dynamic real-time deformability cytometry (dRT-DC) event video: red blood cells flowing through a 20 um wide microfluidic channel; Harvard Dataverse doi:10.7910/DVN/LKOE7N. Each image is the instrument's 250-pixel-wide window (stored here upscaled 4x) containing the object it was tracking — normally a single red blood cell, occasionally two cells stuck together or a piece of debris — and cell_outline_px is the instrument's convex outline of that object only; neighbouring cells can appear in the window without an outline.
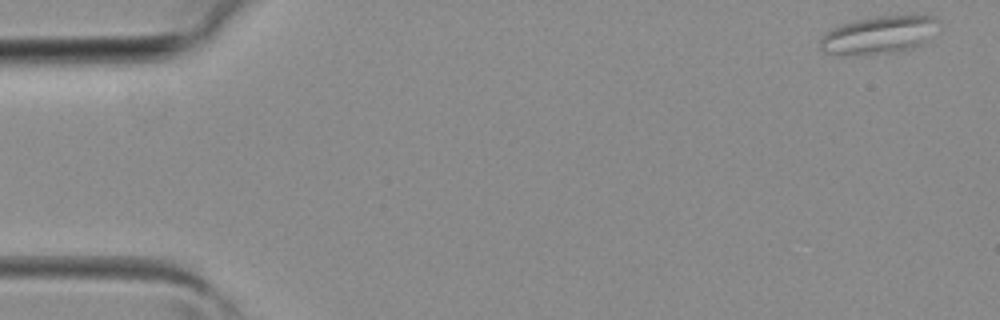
{"species": "common noctule bat (a hibernating species)", "species_latin": "Nyctalus noctula", "temperature_condition": "room temperature", "stored_images_in_passage": 7, "camera_frame_rate_fps": 3000, "um_per_image_px": 0.085, "animal": {"sex": "female", "body_mass_g": 19.3, "forearm_length_mm": 54.1}, "frame": {"image": 1, "passage_image": 1, "time_ms": 0.0, "image_size_px": [1000, 320], "cell_outline_px": [[940, 20], [928, 40], [912, 48], [892, 52], [824, 52], [820, 48], [820, 40], [824, 32], [832, 28], [856, 20], [880, 16], [924, 12], [936, 16]], "centroid_in_image_um": [74.84, 2.87], "position_along_channel_um": 10.2, "area_um2": 25.66}}